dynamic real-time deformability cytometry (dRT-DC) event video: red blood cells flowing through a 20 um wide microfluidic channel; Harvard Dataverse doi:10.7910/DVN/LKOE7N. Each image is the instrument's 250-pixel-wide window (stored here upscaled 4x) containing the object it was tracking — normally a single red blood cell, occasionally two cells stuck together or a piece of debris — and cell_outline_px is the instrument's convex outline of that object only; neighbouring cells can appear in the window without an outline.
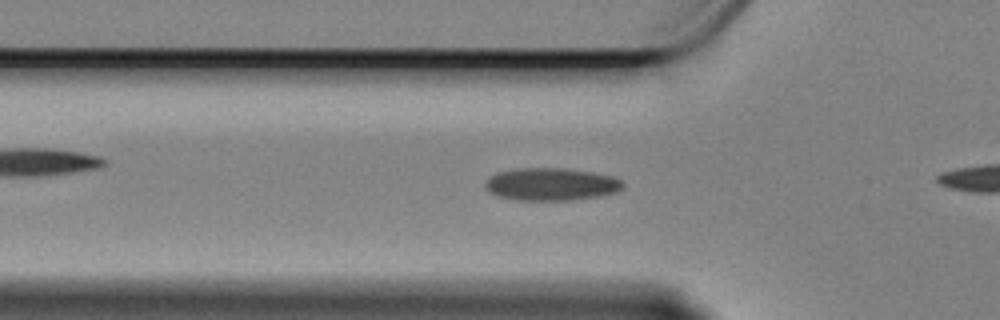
{"species": "Egyptian fruit bat (a non-hibernating species)", "species_latin": "Rousettus aegyptiacus", "temperature_condition": "cold", "stored_images_in_passage": 37, "camera_frame_rate_fps": 3000, "um_per_image_px": 0.085, "animal": {"sex": "female"}, "frame": {"image": 1, "passage_image": 5, "time_ms": 1.333, "image_size_px": [1000, 320], "cell_outline_px": [[624, 184], [616, 192], [596, 196], [572, 200], [516, 200], [500, 196], [488, 192], [484, 188], [484, 184], [492, 176], [500, 172], [520, 168], [564, 168], [592, 172], [612, 176], [620, 180]], "centroid_in_image_um": [46.83, 15.66], "position_along_channel_um": 79.0, "area_um2": 25.84}}
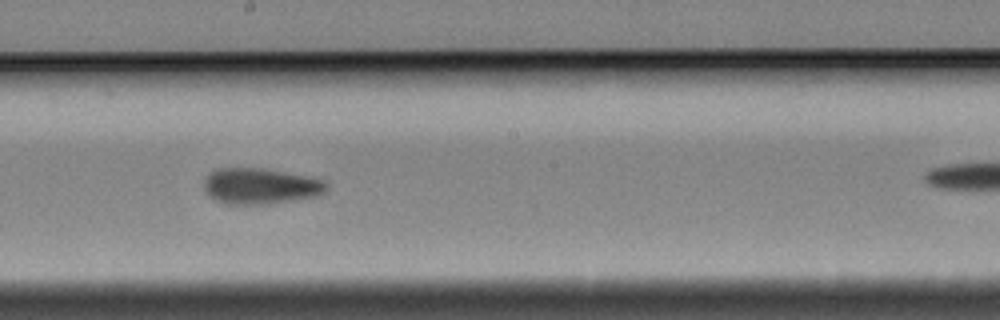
{"frame": {"image": 2, "passage_image": 18, "time_ms": 5.667, "image_size_px": [1000, 320], "cell_outline_px": [[328, 188], [324, 192], [316, 196], [268, 204], [224, 204], [208, 196], [204, 188], [204, 180], [208, 172], [220, 168], [260, 168], [284, 172], [324, 180], [328, 184]], "centroid_in_image_um": [22.09, 15.82], "position_along_channel_um": 226.1, "area_um2": 25.61}}
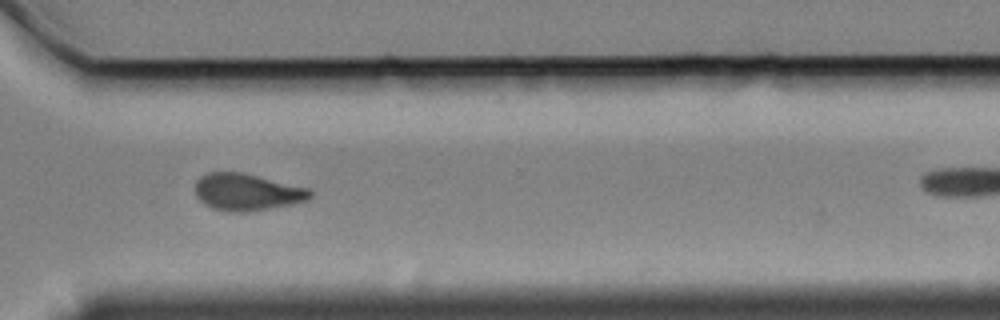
{"frame": {"image": 3, "passage_image": 29, "time_ms": 9.333, "image_size_px": [1000, 320], "cell_outline_px": [[312, 196], [308, 200], [268, 208], [244, 212], [228, 212], [212, 208], [204, 204], [196, 196], [196, 180], [200, 176], [208, 172], [244, 172], [312, 188]], "centroid_in_image_um": [21.0, 16.3], "position_along_channel_um": 349.6, "area_um2": 24.97}, "authors_computed_cell_mechanics": {"area_um2": 25.2008, "velocity_mm_per_s": 3.3727, "shape_relaxation_time_tau1_ms": null, "shape_relaxation_time_tau2_ms": 3.7674, "deformation_change_tau1": null, "deformation_change_tau2": 0.0839}}